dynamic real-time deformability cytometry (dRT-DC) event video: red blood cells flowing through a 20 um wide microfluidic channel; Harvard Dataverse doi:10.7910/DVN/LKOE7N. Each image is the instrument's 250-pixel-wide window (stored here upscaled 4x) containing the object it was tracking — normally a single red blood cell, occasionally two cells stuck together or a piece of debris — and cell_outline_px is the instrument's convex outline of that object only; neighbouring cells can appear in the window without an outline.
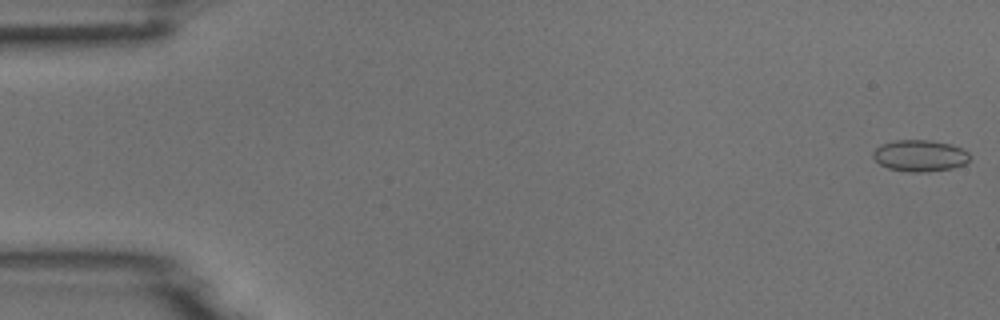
{"species": "common noctule bat (a hibernating species)", "species_latin": "Nyctalus noctula", "temperature_condition": "room temperature", "stored_images_in_passage": 54, "camera_frame_rate_fps": 3000, "um_per_image_px": 0.085, "animal": {"sex": "male", "body_mass_g": 18.8}, "frame": {"image": 1, "passage_image": 1, "time_ms": 0.0, "image_size_px": [1000, 320], "cell_outline_px": [[968, 160], [964, 164], [952, 168], [924, 172], [908, 172], [888, 168], [880, 164], [872, 156], [872, 152], [880, 144], [896, 140], [932, 140], [948, 144], [960, 148], [968, 152]], "centroid_in_image_um": [78.14, 13.23], "position_along_channel_um": 6.9, "area_um2": 17.63}}
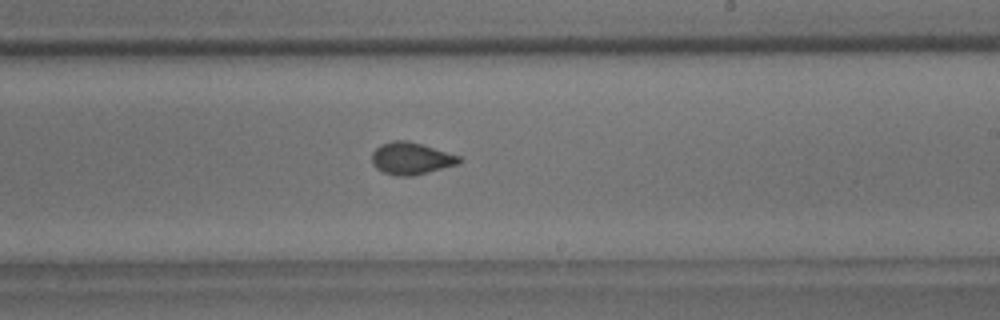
{"frame": {"image": 2, "passage_image": 32, "time_ms": 10.333, "image_size_px": [1000, 320], "cell_outline_px": [[464, 160], [460, 164], [412, 176], [396, 176], [384, 172], [376, 168], [372, 164], [372, 152], [380, 144], [392, 140], [408, 140], [460, 156]], "centroid_in_image_um": [34.95, 13.46], "position_along_channel_um": 254.0, "area_um2": 16.47}}
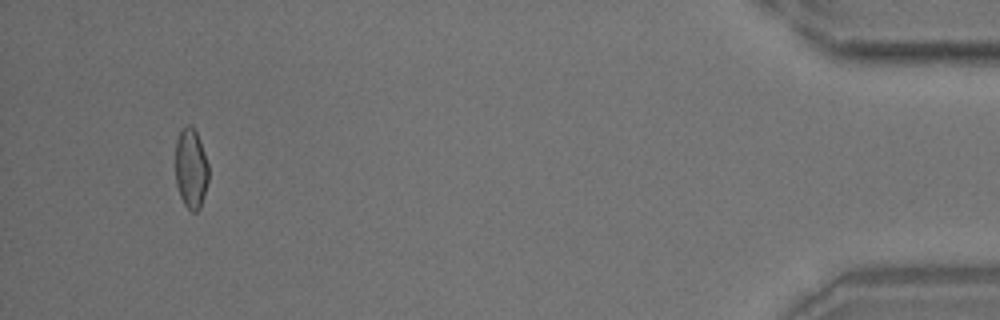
{"frame": {"image": 3, "passage_image": 51, "time_ms": 16.667, "image_size_px": [1000, 320], "cell_outline_px": [[208, 180], [200, 208], [196, 212], [192, 212], [184, 204], [180, 196], [176, 184], [176, 140], [180, 128], [188, 124], [192, 124], [200, 140], [208, 164]], "centroid_in_image_um": [16.22, 14.28], "position_along_channel_um": 419.0, "area_um2": 15.55}}